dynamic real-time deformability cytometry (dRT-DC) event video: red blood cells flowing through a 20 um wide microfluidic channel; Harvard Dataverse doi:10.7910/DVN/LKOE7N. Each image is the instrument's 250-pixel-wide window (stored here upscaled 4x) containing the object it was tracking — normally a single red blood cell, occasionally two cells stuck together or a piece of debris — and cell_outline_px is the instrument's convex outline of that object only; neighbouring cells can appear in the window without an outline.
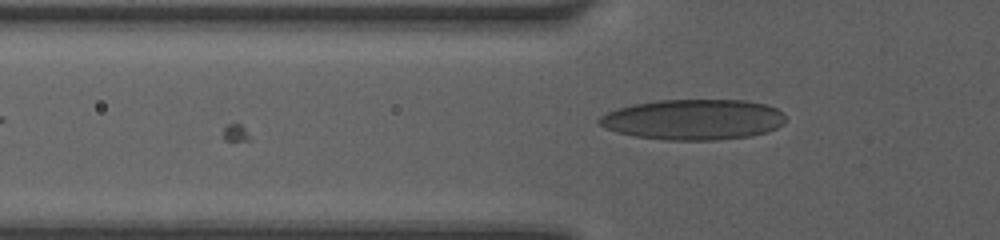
{"species": "human", "species_latin": "Homo sapiens", "temperature_condition": "room temperature", "stored_images_in_passage": 21, "camera_frame_rate_fps": 3000, "um_per_image_px": 0.085, "donor": {"sex": "female"}, "frame": {"image": 1, "passage_image": 3, "time_ms": 0.667, "image_size_px": [1000, 240], "cell_outline_px": [[784, 124], [768, 132], [748, 136], [712, 140], [668, 140], [636, 136], [616, 132], [604, 128], [596, 120], [600, 116], [608, 112], [632, 104], [656, 100], [744, 100], [764, 104], [776, 108], [784, 116]], "centroid_in_image_um": [58.91, 10.16], "position_along_channel_um": 66.9, "area_um2": 43.87}}
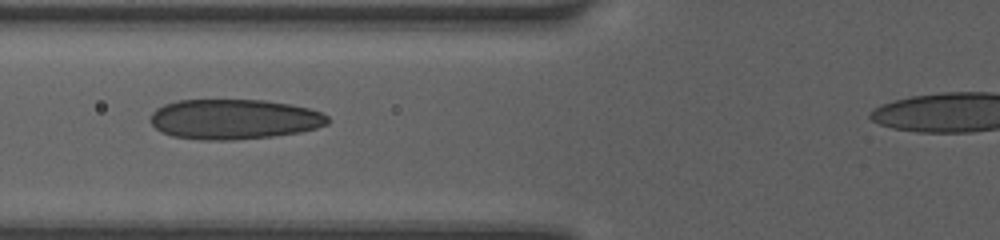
{"frame": {"image": 2, "passage_image": 7, "time_ms": 1.667, "image_size_px": [1000, 240], "cell_outline_px": [[328, 124], [316, 128], [300, 132], [272, 136], [232, 140], [200, 140], [172, 136], [160, 132], [148, 120], [152, 112], [156, 108], [164, 104], [176, 100], [264, 100], [288, 104], [308, 108], [320, 112], [328, 116]], "centroid_in_image_um": [19.84, 10.13], "position_along_channel_um": 106.0, "area_um2": 41.56}}
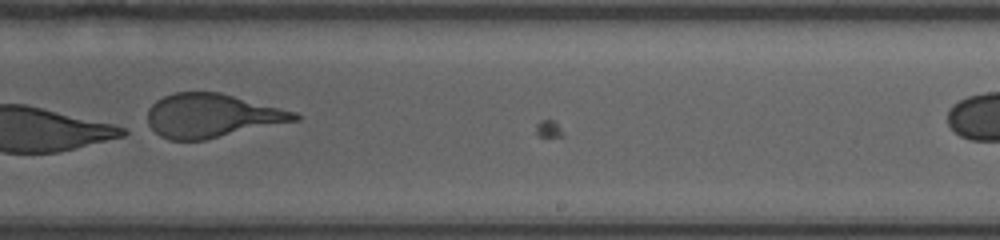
{"frame": {"image": 3, "passage_image": 15, "time_ms": 4.0, "image_size_px": [1000, 240], "cell_outline_px": [[300, 120], [204, 140], [168, 140], [160, 136], [148, 124], [148, 108], [156, 100], [164, 96], [176, 92], [220, 92], [296, 112], [300, 116]], "centroid_in_image_um": [18.0, 9.83], "position_along_channel_um": 271.0, "area_um2": 37.45}}